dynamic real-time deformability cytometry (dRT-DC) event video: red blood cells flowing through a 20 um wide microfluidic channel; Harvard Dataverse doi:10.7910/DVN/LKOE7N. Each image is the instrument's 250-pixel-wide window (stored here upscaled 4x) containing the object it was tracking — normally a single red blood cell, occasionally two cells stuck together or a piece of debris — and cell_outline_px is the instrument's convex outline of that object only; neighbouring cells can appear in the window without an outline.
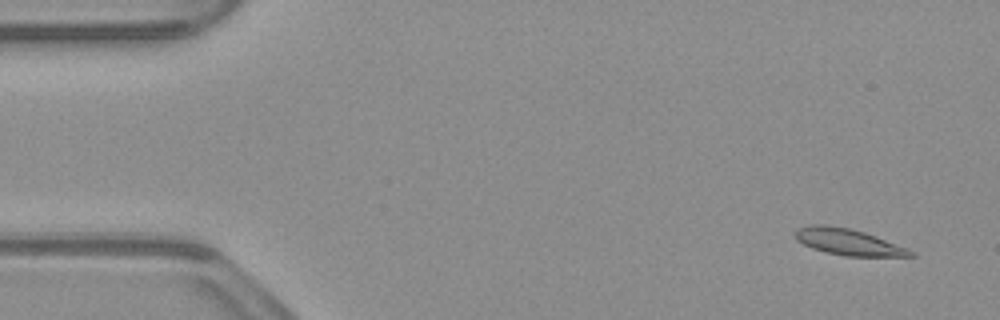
{"species": "common noctule bat (a hibernating species)", "species_latin": "Nyctalus noctula", "temperature_condition": "warm", "stored_images_in_passage": 51, "camera_frame_rate_fps": 3000, "um_per_image_px": 0.085, "animal": {"sex": "male", "body_mass_g": 23.1, "forearm_length_mm": 52.7}, "frame": {"image": 1, "passage_image": 1, "time_ms": 0.0, "image_size_px": [1000, 320], "cell_outline_px": [[916, 256], [844, 256], [824, 252], [812, 248], [796, 240], [796, 228], [812, 224], [824, 224], [848, 228], [864, 232], [876, 236], [908, 248], [916, 252]], "centroid_in_image_um": [72.11, 20.57], "position_along_channel_um": 12.9, "area_um2": 17.74}}
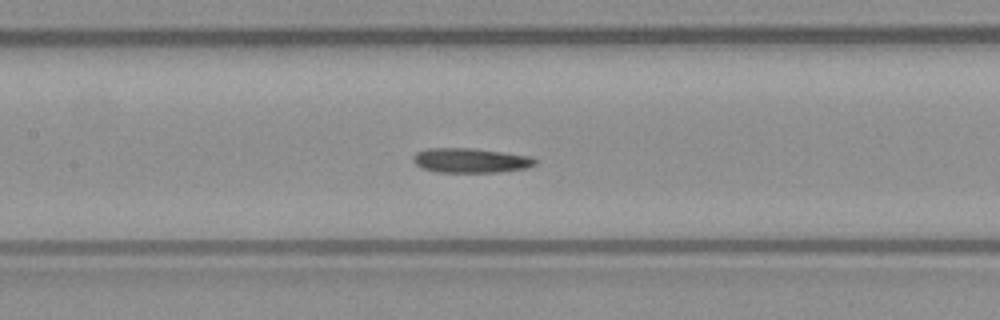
{"frame": {"image": 2, "passage_image": 22, "time_ms": 7.0, "image_size_px": [1000, 320], "cell_outline_px": [[536, 164], [528, 168], [500, 172], [436, 172], [420, 168], [412, 160], [412, 156], [416, 152], [428, 148], [472, 148], [532, 156], [536, 160]], "centroid_in_image_um": [39.99, 13.64], "position_along_channel_um": 167.4, "area_um2": 17.69}}
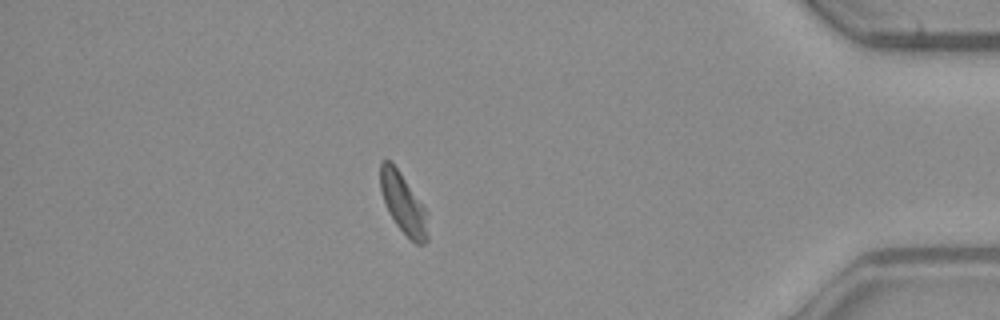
{"frame": {"image": 3, "passage_image": 44, "time_ms": 14.333, "image_size_px": [1000, 320], "cell_outline_px": [[428, 240], [424, 244], [416, 244], [396, 224], [388, 212], [380, 192], [380, 164], [384, 160], [392, 160], [428, 212]], "centroid_in_image_um": [34.28, 17.28], "position_along_channel_um": 400.9, "area_um2": 16.88}, "authors_computed_cell_mechanics": {"area_um2": 17.5134, "velocity_mm_per_s": 3.8393, "shape_relaxation_time_tau1_ms": 2.8549, "shape_relaxation_time_tau2_ms": 2.2531, "deformation_change_tau1": 0.1302, "deformation_change_tau2": 0.1006}}